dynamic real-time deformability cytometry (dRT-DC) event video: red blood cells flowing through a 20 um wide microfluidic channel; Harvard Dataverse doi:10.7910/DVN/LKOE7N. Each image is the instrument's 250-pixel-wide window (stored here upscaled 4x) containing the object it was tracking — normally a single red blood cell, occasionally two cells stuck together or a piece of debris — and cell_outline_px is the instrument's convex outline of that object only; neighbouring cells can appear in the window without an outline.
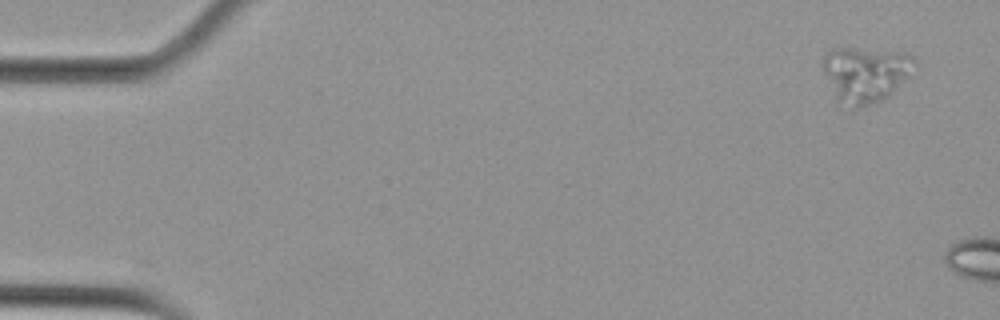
{"species": "Egyptian fruit bat (a non-hibernating species)", "species_latin": "Rousettus aegyptiacus", "temperature_condition": "cold", "stored_images_in_passage": 3, "camera_frame_rate_fps": 3000, "um_per_image_px": 0.085, "animal": {"sex": "female"}, "frame": {"image": 1, "passage_image": 1, "time_ms": 0.0, "image_size_px": [1000, 320], "cell_outline_px": [[916, 64], [912, 76], [888, 96], [880, 100], [856, 108], [836, 104], [824, 72], [824, 56], [832, 48], [852, 48], [908, 52], [916, 60]], "centroid_in_image_um": [73.6, 6.31], "position_along_channel_um": 11.4, "area_um2": 30.17}}